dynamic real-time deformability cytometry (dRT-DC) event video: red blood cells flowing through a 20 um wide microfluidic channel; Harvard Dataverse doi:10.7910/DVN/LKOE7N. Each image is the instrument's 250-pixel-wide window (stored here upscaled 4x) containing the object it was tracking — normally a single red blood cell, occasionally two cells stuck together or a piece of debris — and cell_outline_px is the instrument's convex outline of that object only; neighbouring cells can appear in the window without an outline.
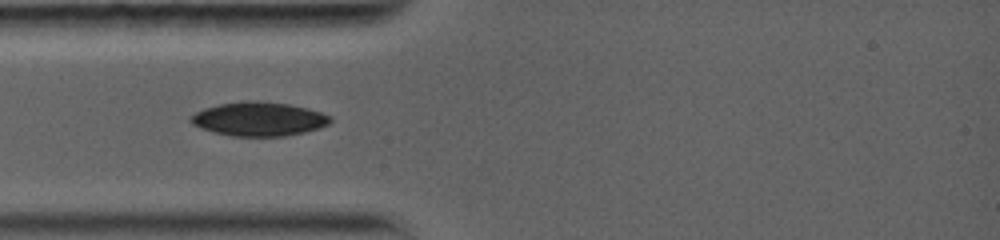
{"species": "common noctule bat (a hibernating species)", "species_latin": "Nyctalus noctula", "temperature_condition": "warm", "stored_images_in_passage": 5, "camera_frame_rate_fps": 5000, "um_per_image_px": 0.085, "animal": {"sex": "female", "body_mass_g": 19.0, "forearm_length_mm": 56.7}, "frame": {"image": 1, "passage_image": 2, "time_ms": 1.2, "image_size_px": [1000, 240], "cell_outline_px": [[332, 120], [328, 124], [320, 128], [304, 132], [284, 136], [232, 136], [200, 128], [192, 124], [188, 120], [196, 112], [204, 108], [220, 104], [248, 100], [256, 100], [288, 104], [308, 108], [332, 116]], "centroid_in_image_um": [22.02, 10.11], "position_along_channel_um": 63.0, "area_um2": 27.57}}
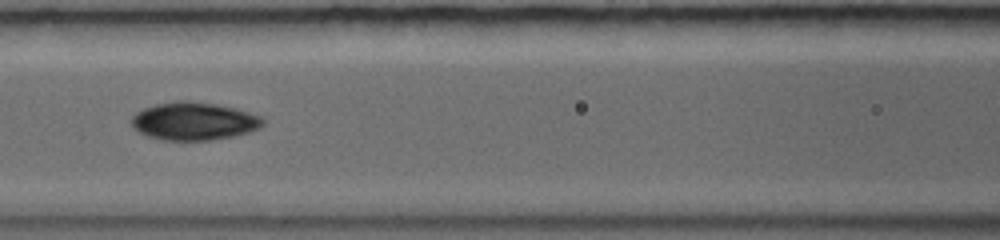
{"frame": {"image": 2, "passage_image": 4, "time_ms": 3.4, "image_size_px": [1000, 240], "cell_outline_px": [[264, 124], [260, 128], [248, 132], [232, 136], [212, 140], [164, 140], [148, 136], [132, 128], [132, 116], [136, 112], [144, 108], [156, 104], [176, 100], [188, 100], [216, 104], [236, 108], [260, 116], [264, 120]], "centroid_in_image_um": [16.48, 10.29], "position_along_channel_um": 150.1, "area_um2": 29.07}}
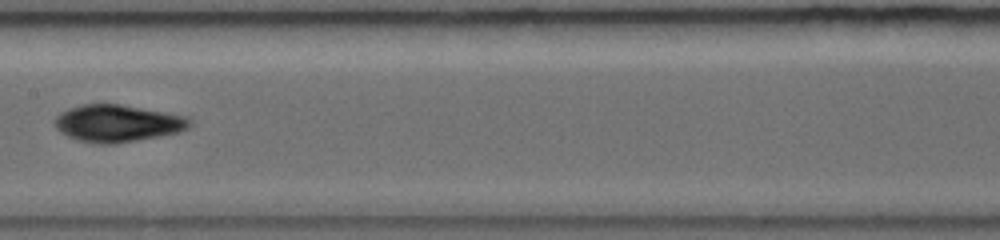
{"frame": {"image": 3, "passage_image": 5, "time_ms": 4.6, "image_size_px": [1000, 240], "cell_outline_px": [[192, 124], [188, 128], [180, 132], [160, 136], [112, 144], [100, 144], [80, 140], [68, 136], [60, 132], [52, 124], [52, 120], [60, 112], [68, 108], [80, 104], [120, 104], [188, 116], [192, 120]], "centroid_in_image_um": [9.98, 10.47], "position_along_channel_um": 197.4, "area_um2": 29.42}}